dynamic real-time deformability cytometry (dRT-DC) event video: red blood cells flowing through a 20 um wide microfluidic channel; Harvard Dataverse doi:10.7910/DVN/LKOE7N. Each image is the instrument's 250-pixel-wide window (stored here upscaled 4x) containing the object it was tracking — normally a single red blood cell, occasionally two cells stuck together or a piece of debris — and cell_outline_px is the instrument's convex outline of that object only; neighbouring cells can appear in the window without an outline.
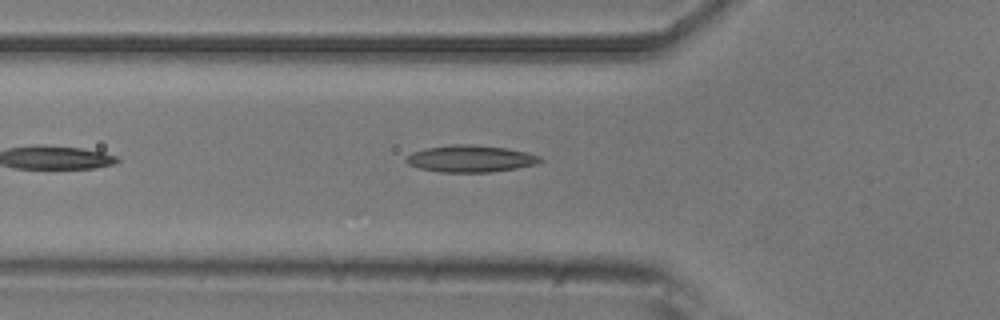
{"species": "common noctule bat (a hibernating species)", "species_latin": "Nyctalus noctula", "temperature_condition": "room temperature", "stored_images_in_passage": 5, "camera_frame_rate_fps": 3000, "um_per_image_px": 0.085, "animal": {"sex": "male", "body_mass_g": 20.5, "forearm_length_mm": 52.5}, "frame": {"image": 1, "passage_image": 5, "time_ms": 4.667, "image_size_px": [1000, 320], "cell_outline_px": [[544, 160], [536, 164], [516, 168], [488, 172], [440, 172], [420, 168], [408, 164], [404, 160], [412, 152], [424, 148], [452, 144], [476, 144], [504, 148], [524, 152], [540, 156]], "centroid_in_image_um": [39.97, 13.48], "position_along_channel_um": 85.8, "area_um2": 20.92}}